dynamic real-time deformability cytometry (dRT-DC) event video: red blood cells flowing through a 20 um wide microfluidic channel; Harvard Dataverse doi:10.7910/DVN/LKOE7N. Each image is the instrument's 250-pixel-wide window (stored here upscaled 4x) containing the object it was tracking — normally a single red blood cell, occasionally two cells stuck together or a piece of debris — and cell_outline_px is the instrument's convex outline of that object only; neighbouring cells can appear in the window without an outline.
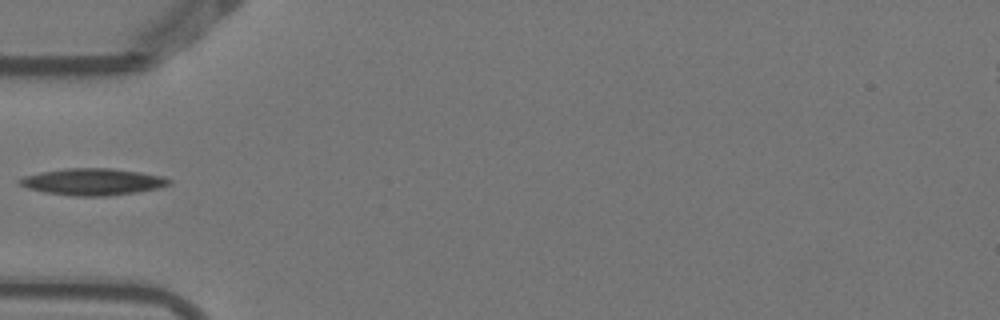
{"species": "Egyptian fruit bat (a non-hibernating species)", "species_latin": "Rousettus aegyptiacus", "temperature_condition": "warm", "stored_images_in_passage": 4, "camera_frame_rate_fps": 3000, "um_per_image_px": 0.085, "animal": {"sex": "female"}, "frame": {"image": 1, "passage_image": 4, "time_ms": 1.0, "image_size_px": [1000, 320], "cell_outline_px": [[172, 184], [160, 188], [136, 192], [108, 196], [72, 196], [44, 192], [28, 188], [20, 184], [16, 180], [24, 176], [40, 172], [64, 168], [112, 168], [140, 172], [164, 176], [172, 180]], "centroid_in_image_um": [7.91, 15.45], "position_along_channel_um": 77.1, "area_um2": 23.52}}